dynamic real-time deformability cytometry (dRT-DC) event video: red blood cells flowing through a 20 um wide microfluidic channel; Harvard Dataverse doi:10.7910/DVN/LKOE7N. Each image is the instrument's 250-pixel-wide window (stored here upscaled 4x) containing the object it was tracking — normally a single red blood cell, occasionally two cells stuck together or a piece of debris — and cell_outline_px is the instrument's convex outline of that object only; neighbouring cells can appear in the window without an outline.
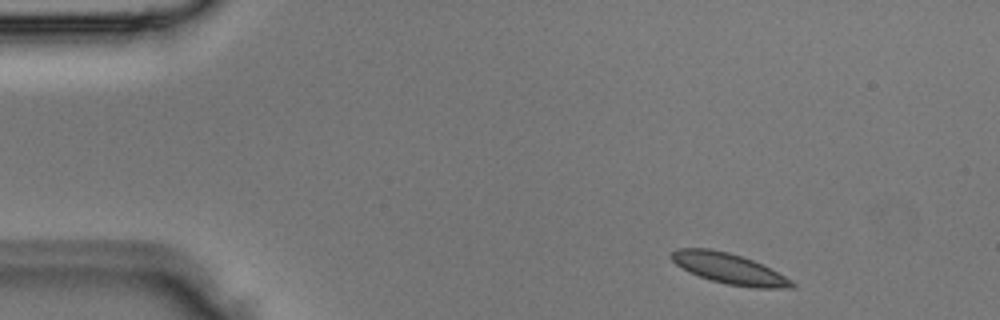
{"species": "Egyptian fruit bat (a non-hibernating species)", "species_latin": "Rousettus aegyptiacus", "temperature_condition": "room temperature", "stored_images_in_passage": 4, "camera_frame_rate_fps": 3000, "um_per_image_px": 0.085, "animal": {"sex": "male"}, "frame": {"image": 1, "passage_image": 1, "time_ms": 0.0, "image_size_px": [1000, 320], "cell_outline_px": [[796, 288], [752, 288], [728, 284], [712, 280], [688, 272], [676, 264], [672, 260], [672, 252], [676, 248], [708, 248], [728, 252], [752, 260], [792, 280], [796, 284]], "centroid_in_image_um": [61.97, 22.84], "position_along_channel_um": 23.0, "area_um2": 21.15}}
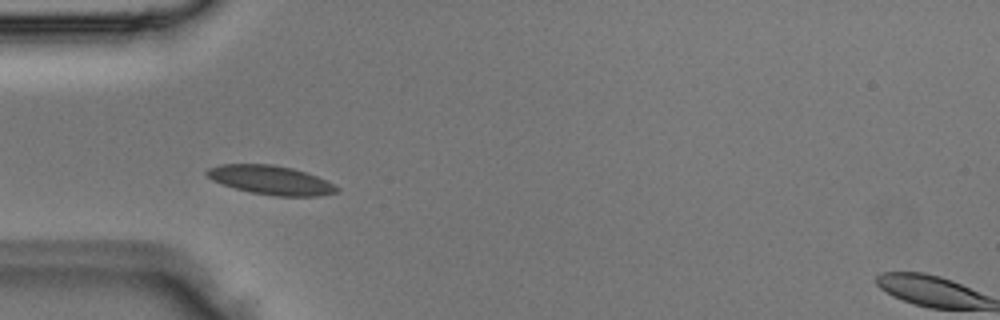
{"frame": {"image": 2, "passage_image": 3, "time_ms": 0.667, "image_size_px": [1000, 320], "cell_outline_px": [[340, 188], [336, 192], [320, 196], [276, 196], [252, 192], [236, 188], [212, 180], [204, 172], [208, 168], [220, 164], [272, 164], [292, 168], [316, 176]], "centroid_in_image_um": [22.99, 15.3], "position_along_channel_um": 62.0, "area_um2": 21.62}}